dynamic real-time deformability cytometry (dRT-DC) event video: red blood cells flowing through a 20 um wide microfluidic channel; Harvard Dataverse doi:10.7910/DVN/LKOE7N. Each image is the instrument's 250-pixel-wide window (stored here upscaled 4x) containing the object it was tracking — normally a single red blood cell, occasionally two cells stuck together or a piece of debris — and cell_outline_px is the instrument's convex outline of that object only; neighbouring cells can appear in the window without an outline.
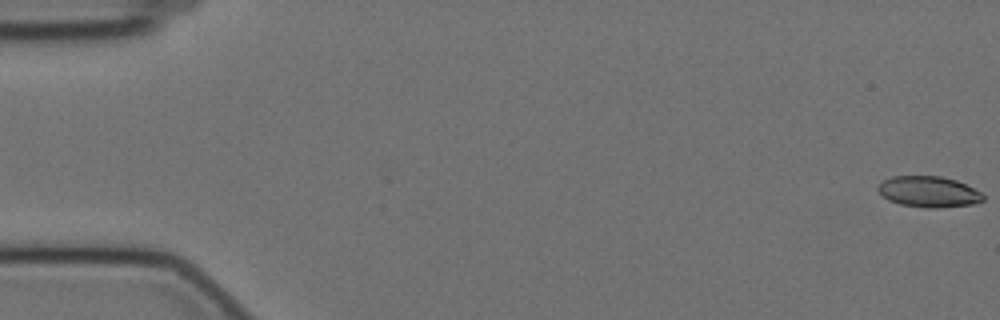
{"species": "Egyptian fruit bat (a non-hibernating species)", "species_latin": "Rousettus aegyptiacus", "temperature_condition": "cold", "stored_images_in_passage": 60, "camera_frame_rate_fps": 3000, "um_per_image_px": 0.085, "animal": {"sex": "female"}, "frame": {"image": 1, "passage_image": 1, "time_ms": 0.0, "image_size_px": [1000, 320], "cell_outline_px": [[984, 200], [972, 204], [936, 208], [924, 208], [900, 204], [888, 200], [876, 188], [884, 180], [892, 176], [940, 176], [956, 180], [980, 192], [984, 196]], "centroid_in_image_um": [78.92, 16.3], "position_along_channel_um": 6.1, "area_um2": 18.79}}
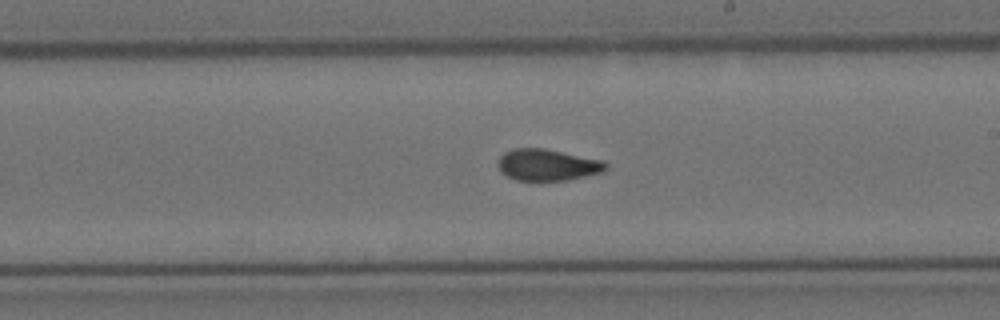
{"frame": {"image": 2, "passage_image": 34, "time_ms": 11.0, "image_size_px": [1000, 320], "cell_outline_px": [[608, 168], [604, 172], [568, 180], [516, 180], [500, 172], [496, 164], [500, 156], [504, 152], [512, 148], [544, 148], [604, 160], [608, 164]], "centroid_in_image_um": [46.54, 14.01], "position_along_channel_um": 242.5, "area_um2": 20.11}}
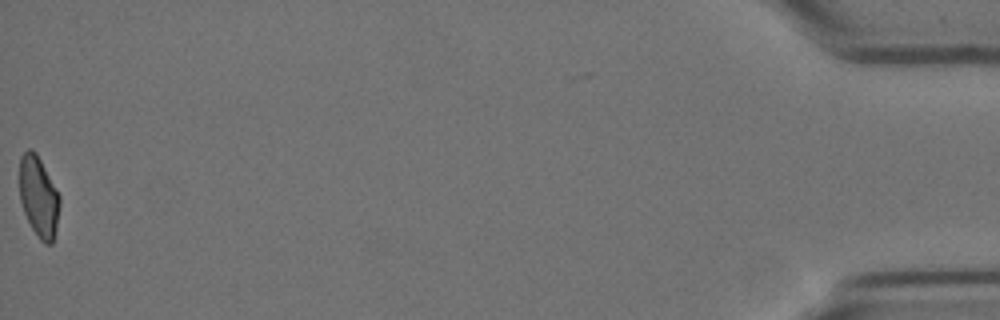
{"frame": {"image": 3, "passage_image": 59, "time_ms": 19.333, "image_size_px": [1000, 320], "cell_outline_px": [[60, 204], [56, 228], [52, 244], [44, 244], [40, 240], [32, 228], [24, 212], [20, 200], [20, 156], [28, 148], [32, 148], [36, 152], [60, 196]], "centroid_in_image_um": [3.29, 16.71], "position_along_channel_um": 431.9, "area_um2": 18.79}, "authors_computed_cell_mechanics": {"area_um2": 19.941, "velocity_mm_per_s": 3.4865, "shape_relaxation_time_tau1_ms": null, "shape_relaxation_time_tau2_ms": 1.6657, "deformation_change_tau1": null, "deformation_change_tau2": 0.0681}}